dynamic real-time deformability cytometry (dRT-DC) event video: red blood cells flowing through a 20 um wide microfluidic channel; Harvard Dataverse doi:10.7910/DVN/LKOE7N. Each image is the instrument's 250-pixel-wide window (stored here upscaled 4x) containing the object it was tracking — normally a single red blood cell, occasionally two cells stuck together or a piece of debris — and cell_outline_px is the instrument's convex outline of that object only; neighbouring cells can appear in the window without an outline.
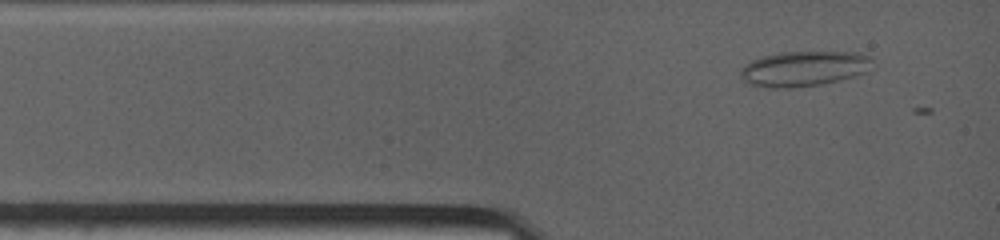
{"species": "common noctule bat (a hibernating species)", "species_latin": "Nyctalus noctula", "temperature_condition": "warm", "stored_images_in_passage": 4, "camera_frame_rate_fps": 4500, "um_per_image_px": 0.085, "animal": {"sex": "female", "body_mass_g": 19.0, "forearm_length_mm": 53.3}, "frame": {"image": 1, "passage_image": 2, "time_ms": 0.444, "image_size_px": [1000, 240], "cell_outline_px": [[872, 60], [860, 72], [852, 76], [820, 84], [788, 88], [768, 88], [752, 84], [744, 80], [740, 72], [740, 68], [744, 64], [752, 60], [764, 56], [780, 52], [860, 52], [868, 56]], "centroid_in_image_um": [68.22, 5.82], "position_along_channel_um": 16.8, "area_um2": 26.36}}